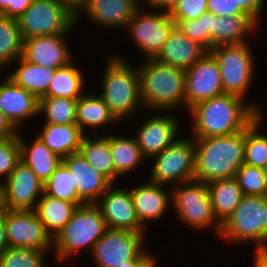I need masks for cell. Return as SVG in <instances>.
<instances>
[{"label":"cell","mask_w":267,"mask_h":267,"mask_svg":"<svg viewBox=\"0 0 267 267\" xmlns=\"http://www.w3.org/2000/svg\"><path fill=\"white\" fill-rule=\"evenodd\" d=\"M233 94L201 101L188 111L193 119V137L231 135L245 130L255 120V107Z\"/></svg>","instance_id":"1"},{"label":"cell","mask_w":267,"mask_h":267,"mask_svg":"<svg viewBox=\"0 0 267 267\" xmlns=\"http://www.w3.org/2000/svg\"><path fill=\"white\" fill-rule=\"evenodd\" d=\"M194 180L206 184L235 177L244 163L245 130L231 135L194 138Z\"/></svg>","instance_id":"2"},{"label":"cell","mask_w":267,"mask_h":267,"mask_svg":"<svg viewBox=\"0 0 267 267\" xmlns=\"http://www.w3.org/2000/svg\"><path fill=\"white\" fill-rule=\"evenodd\" d=\"M143 65V66H142ZM137 67L142 106L169 111L185 106V71L147 59Z\"/></svg>","instance_id":"3"},{"label":"cell","mask_w":267,"mask_h":267,"mask_svg":"<svg viewBox=\"0 0 267 267\" xmlns=\"http://www.w3.org/2000/svg\"><path fill=\"white\" fill-rule=\"evenodd\" d=\"M104 69L103 93L100 96L120 122L134 114L142 104L138 68L113 55Z\"/></svg>","instance_id":"4"},{"label":"cell","mask_w":267,"mask_h":267,"mask_svg":"<svg viewBox=\"0 0 267 267\" xmlns=\"http://www.w3.org/2000/svg\"><path fill=\"white\" fill-rule=\"evenodd\" d=\"M106 229L102 211L96 203L78 206L69 222L53 239L55 257L62 262L84 248L92 251Z\"/></svg>","instance_id":"5"},{"label":"cell","mask_w":267,"mask_h":267,"mask_svg":"<svg viewBox=\"0 0 267 267\" xmlns=\"http://www.w3.org/2000/svg\"><path fill=\"white\" fill-rule=\"evenodd\" d=\"M219 235L230 242H255L262 248L267 241V196H244L228 219L221 224Z\"/></svg>","instance_id":"6"},{"label":"cell","mask_w":267,"mask_h":267,"mask_svg":"<svg viewBox=\"0 0 267 267\" xmlns=\"http://www.w3.org/2000/svg\"><path fill=\"white\" fill-rule=\"evenodd\" d=\"M17 21L23 40L68 34L77 22L76 15L66 5L50 0H33Z\"/></svg>","instance_id":"7"},{"label":"cell","mask_w":267,"mask_h":267,"mask_svg":"<svg viewBox=\"0 0 267 267\" xmlns=\"http://www.w3.org/2000/svg\"><path fill=\"white\" fill-rule=\"evenodd\" d=\"M176 186L171 191V196L179 219L198 231L212 226L219 235L221 224L216 220L212 210L208 184L193 179Z\"/></svg>","instance_id":"8"},{"label":"cell","mask_w":267,"mask_h":267,"mask_svg":"<svg viewBox=\"0 0 267 267\" xmlns=\"http://www.w3.org/2000/svg\"><path fill=\"white\" fill-rule=\"evenodd\" d=\"M210 53L218 63L224 92L245 99L255 72L248 43L217 46Z\"/></svg>","instance_id":"9"},{"label":"cell","mask_w":267,"mask_h":267,"mask_svg":"<svg viewBox=\"0 0 267 267\" xmlns=\"http://www.w3.org/2000/svg\"><path fill=\"white\" fill-rule=\"evenodd\" d=\"M154 161L149 180L158 184H180L194 179V138H177L161 153L152 156Z\"/></svg>","instance_id":"10"},{"label":"cell","mask_w":267,"mask_h":267,"mask_svg":"<svg viewBox=\"0 0 267 267\" xmlns=\"http://www.w3.org/2000/svg\"><path fill=\"white\" fill-rule=\"evenodd\" d=\"M144 237L145 233L107 228L90 251L96 266L128 267L130 260H140L146 254Z\"/></svg>","instance_id":"11"},{"label":"cell","mask_w":267,"mask_h":267,"mask_svg":"<svg viewBox=\"0 0 267 267\" xmlns=\"http://www.w3.org/2000/svg\"><path fill=\"white\" fill-rule=\"evenodd\" d=\"M139 6L128 22L129 31L134 43L141 49L147 59H154L176 27L168 11H157L147 14Z\"/></svg>","instance_id":"12"},{"label":"cell","mask_w":267,"mask_h":267,"mask_svg":"<svg viewBox=\"0 0 267 267\" xmlns=\"http://www.w3.org/2000/svg\"><path fill=\"white\" fill-rule=\"evenodd\" d=\"M4 224L9 247L51 250L53 238L47 232L35 210L4 208Z\"/></svg>","instance_id":"13"},{"label":"cell","mask_w":267,"mask_h":267,"mask_svg":"<svg viewBox=\"0 0 267 267\" xmlns=\"http://www.w3.org/2000/svg\"><path fill=\"white\" fill-rule=\"evenodd\" d=\"M44 193V183L23 161L2 183V208L8 210H35Z\"/></svg>","instance_id":"14"},{"label":"cell","mask_w":267,"mask_h":267,"mask_svg":"<svg viewBox=\"0 0 267 267\" xmlns=\"http://www.w3.org/2000/svg\"><path fill=\"white\" fill-rule=\"evenodd\" d=\"M225 94L221 74L215 57L206 52L185 71V107L189 110L197 103Z\"/></svg>","instance_id":"15"},{"label":"cell","mask_w":267,"mask_h":267,"mask_svg":"<svg viewBox=\"0 0 267 267\" xmlns=\"http://www.w3.org/2000/svg\"><path fill=\"white\" fill-rule=\"evenodd\" d=\"M96 204L102 211L107 228L145 232L136 214L130 190L114 188L112 184Z\"/></svg>","instance_id":"16"},{"label":"cell","mask_w":267,"mask_h":267,"mask_svg":"<svg viewBox=\"0 0 267 267\" xmlns=\"http://www.w3.org/2000/svg\"><path fill=\"white\" fill-rule=\"evenodd\" d=\"M65 35L34 36L23 40L22 57L32 64L52 69L67 66L73 58Z\"/></svg>","instance_id":"17"},{"label":"cell","mask_w":267,"mask_h":267,"mask_svg":"<svg viewBox=\"0 0 267 267\" xmlns=\"http://www.w3.org/2000/svg\"><path fill=\"white\" fill-rule=\"evenodd\" d=\"M178 121L175 115L159 114L140 126L135 139L146 159L161 153L177 139Z\"/></svg>","instance_id":"18"},{"label":"cell","mask_w":267,"mask_h":267,"mask_svg":"<svg viewBox=\"0 0 267 267\" xmlns=\"http://www.w3.org/2000/svg\"><path fill=\"white\" fill-rule=\"evenodd\" d=\"M71 172L79 198L85 203H97L112 183L94 167L80 152L62 159Z\"/></svg>","instance_id":"19"},{"label":"cell","mask_w":267,"mask_h":267,"mask_svg":"<svg viewBox=\"0 0 267 267\" xmlns=\"http://www.w3.org/2000/svg\"><path fill=\"white\" fill-rule=\"evenodd\" d=\"M0 111L17 129L22 121L39 115V99L7 76L0 83Z\"/></svg>","instance_id":"20"},{"label":"cell","mask_w":267,"mask_h":267,"mask_svg":"<svg viewBox=\"0 0 267 267\" xmlns=\"http://www.w3.org/2000/svg\"><path fill=\"white\" fill-rule=\"evenodd\" d=\"M138 0H87L79 13H84L86 18L94 24L105 28H118L127 26L136 9L140 6Z\"/></svg>","instance_id":"21"},{"label":"cell","mask_w":267,"mask_h":267,"mask_svg":"<svg viewBox=\"0 0 267 267\" xmlns=\"http://www.w3.org/2000/svg\"><path fill=\"white\" fill-rule=\"evenodd\" d=\"M165 185L148 180L142 185L130 188L133 205L140 223L145 227L151 220L163 216L172 202V192L163 189ZM149 220V221H148Z\"/></svg>","instance_id":"22"},{"label":"cell","mask_w":267,"mask_h":267,"mask_svg":"<svg viewBox=\"0 0 267 267\" xmlns=\"http://www.w3.org/2000/svg\"><path fill=\"white\" fill-rule=\"evenodd\" d=\"M206 52L203 47L175 27L154 59L162 64L186 71Z\"/></svg>","instance_id":"23"},{"label":"cell","mask_w":267,"mask_h":267,"mask_svg":"<svg viewBox=\"0 0 267 267\" xmlns=\"http://www.w3.org/2000/svg\"><path fill=\"white\" fill-rule=\"evenodd\" d=\"M37 137L62 159L79 152L84 134L76 123L51 124L44 123L43 130Z\"/></svg>","instance_id":"24"},{"label":"cell","mask_w":267,"mask_h":267,"mask_svg":"<svg viewBox=\"0 0 267 267\" xmlns=\"http://www.w3.org/2000/svg\"><path fill=\"white\" fill-rule=\"evenodd\" d=\"M257 26L258 23L250 16H215L212 20V49L246 43L245 36L256 30Z\"/></svg>","instance_id":"25"},{"label":"cell","mask_w":267,"mask_h":267,"mask_svg":"<svg viewBox=\"0 0 267 267\" xmlns=\"http://www.w3.org/2000/svg\"><path fill=\"white\" fill-rule=\"evenodd\" d=\"M212 210L216 220L223 224L245 196L235 177L208 183Z\"/></svg>","instance_id":"26"},{"label":"cell","mask_w":267,"mask_h":267,"mask_svg":"<svg viewBox=\"0 0 267 267\" xmlns=\"http://www.w3.org/2000/svg\"><path fill=\"white\" fill-rule=\"evenodd\" d=\"M20 135L21 161L29 166L36 176L45 183L61 164L62 158L52 152L38 137H35L29 146Z\"/></svg>","instance_id":"27"},{"label":"cell","mask_w":267,"mask_h":267,"mask_svg":"<svg viewBox=\"0 0 267 267\" xmlns=\"http://www.w3.org/2000/svg\"><path fill=\"white\" fill-rule=\"evenodd\" d=\"M16 61H19V66L7 76L20 87L34 94L38 99L43 97L47 93L49 83L57 69L32 64L22 56Z\"/></svg>","instance_id":"28"},{"label":"cell","mask_w":267,"mask_h":267,"mask_svg":"<svg viewBox=\"0 0 267 267\" xmlns=\"http://www.w3.org/2000/svg\"><path fill=\"white\" fill-rule=\"evenodd\" d=\"M117 122L119 121L100 95L85 93L77 99L76 124L84 135L86 126L94 130Z\"/></svg>","instance_id":"29"},{"label":"cell","mask_w":267,"mask_h":267,"mask_svg":"<svg viewBox=\"0 0 267 267\" xmlns=\"http://www.w3.org/2000/svg\"><path fill=\"white\" fill-rule=\"evenodd\" d=\"M77 207L75 203L56 199L43 193L35 212L54 239L69 222Z\"/></svg>","instance_id":"30"},{"label":"cell","mask_w":267,"mask_h":267,"mask_svg":"<svg viewBox=\"0 0 267 267\" xmlns=\"http://www.w3.org/2000/svg\"><path fill=\"white\" fill-rule=\"evenodd\" d=\"M79 152L92 167L104 175L112 184H115L114 182L117 180L110 150L109 134L94 137V140L87 134L84 135Z\"/></svg>","instance_id":"31"},{"label":"cell","mask_w":267,"mask_h":267,"mask_svg":"<svg viewBox=\"0 0 267 267\" xmlns=\"http://www.w3.org/2000/svg\"><path fill=\"white\" fill-rule=\"evenodd\" d=\"M110 150L114 162L116 179L136 169L146 158L143 156L135 137L109 134Z\"/></svg>","instance_id":"32"},{"label":"cell","mask_w":267,"mask_h":267,"mask_svg":"<svg viewBox=\"0 0 267 267\" xmlns=\"http://www.w3.org/2000/svg\"><path fill=\"white\" fill-rule=\"evenodd\" d=\"M262 112L255 107V120L245 129L244 163L263 169L267 164V133L259 131L264 121Z\"/></svg>","instance_id":"33"},{"label":"cell","mask_w":267,"mask_h":267,"mask_svg":"<svg viewBox=\"0 0 267 267\" xmlns=\"http://www.w3.org/2000/svg\"><path fill=\"white\" fill-rule=\"evenodd\" d=\"M72 62L56 70L43 97L78 99L83 95L84 77Z\"/></svg>","instance_id":"34"},{"label":"cell","mask_w":267,"mask_h":267,"mask_svg":"<svg viewBox=\"0 0 267 267\" xmlns=\"http://www.w3.org/2000/svg\"><path fill=\"white\" fill-rule=\"evenodd\" d=\"M23 54V39L17 19L0 14V68L15 63Z\"/></svg>","instance_id":"35"},{"label":"cell","mask_w":267,"mask_h":267,"mask_svg":"<svg viewBox=\"0 0 267 267\" xmlns=\"http://www.w3.org/2000/svg\"><path fill=\"white\" fill-rule=\"evenodd\" d=\"M44 194L77 206L85 204L78 196L71 172L66 165L61 164L55 169L50 178L44 183Z\"/></svg>","instance_id":"36"},{"label":"cell","mask_w":267,"mask_h":267,"mask_svg":"<svg viewBox=\"0 0 267 267\" xmlns=\"http://www.w3.org/2000/svg\"><path fill=\"white\" fill-rule=\"evenodd\" d=\"M77 99L60 97H41L39 113H44L45 123L72 124L76 123Z\"/></svg>","instance_id":"37"},{"label":"cell","mask_w":267,"mask_h":267,"mask_svg":"<svg viewBox=\"0 0 267 267\" xmlns=\"http://www.w3.org/2000/svg\"><path fill=\"white\" fill-rule=\"evenodd\" d=\"M215 15L206 11L195 20H174L176 28L189 39L195 41L207 52L212 50V20Z\"/></svg>","instance_id":"38"},{"label":"cell","mask_w":267,"mask_h":267,"mask_svg":"<svg viewBox=\"0 0 267 267\" xmlns=\"http://www.w3.org/2000/svg\"><path fill=\"white\" fill-rule=\"evenodd\" d=\"M48 251L8 247L0 257V267H45Z\"/></svg>","instance_id":"39"},{"label":"cell","mask_w":267,"mask_h":267,"mask_svg":"<svg viewBox=\"0 0 267 267\" xmlns=\"http://www.w3.org/2000/svg\"><path fill=\"white\" fill-rule=\"evenodd\" d=\"M235 178L246 196H267V178L262 168L243 163Z\"/></svg>","instance_id":"40"},{"label":"cell","mask_w":267,"mask_h":267,"mask_svg":"<svg viewBox=\"0 0 267 267\" xmlns=\"http://www.w3.org/2000/svg\"><path fill=\"white\" fill-rule=\"evenodd\" d=\"M20 161L21 147L18 132L11 138L0 140V176L4 175L6 180Z\"/></svg>","instance_id":"41"},{"label":"cell","mask_w":267,"mask_h":267,"mask_svg":"<svg viewBox=\"0 0 267 267\" xmlns=\"http://www.w3.org/2000/svg\"><path fill=\"white\" fill-rule=\"evenodd\" d=\"M208 0H177L169 11L173 20H195L207 11Z\"/></svg>","instance_id":"42"},{"label":"cell","mask_w":267,"mask_h":267,"mask_svg":"<svg viewBox=\"0 0 267 267\" xmlns=\"http://www.w3.org/2000/svg\"><path fill=\"white\" fill-rule=\"evenodd\" d=\"M207 11L220 17L249 16L235 4L234 0H208Z\"/></svg>","instance_id":"43"},{"label":"cell","mask_w":267,"mask_h":267,"mask_svg":"<svg viewBox=\"0 0 267 267\" xmlns=\"http://www.w3.org/2000/svg\"><path fill=\"white\" fill-rule=\"evenodd\" d=\"M265 0H234L247 15L252 17L258 24Z\"/></svg>","instance_id":"44"},{"label":"cell","mask_w":267,"mask_h":267,"mask_svg":"<svg viewBox=\"0 0 267 267\" xmlns=\"http://www.w3.org/2000/svg\"><path fill=\"white\" fill-rule=\"evenodd\" d=\"M33 0H11V5H9L1 15L13 17L18 19L25 10L31 5Z\"/></svg>","instance_id":"45"},{"label":"cell","mask_w":267,"mask_h":267,"mask_svg":"<svg viewBox=\"0 0 267 267\" xmlns=\"http://www.w3.org/2000/svg\"><path fill=\"white\" fill-rule=\"evenodd\" d=\"M16 129L7 117L0 111V140L11 138L18 134Z\"/></svg>","instance_id":"46"},{"label":"cell","mask_w":267,"mask_h":267,"mask_svg":"<svg viewBox=\"0 0 267 267\" xmlns=\"http://www.w3.org/2000/svg\"><path fill=\"white\" fill-rule=\"evenodd\" d=\"M146 253L140 260H130L128 267H156V258Z\"/></svg>","instance_id":"47"},{"label":"cell","mask_w":267,"mask_h":267,"mask_svg":"<svg viewBox=\"0 0 267 267\" xmlns=\"http://www.w3.org/2000/svg\"><path fill=\"white\" fill-rule=\"evenodd\" d=\"M9 247L4 224V208L0 210V257Z\"/></svg>","instance_id":"48"},{"label":"cell","mask_w":267,"mask_h":267,"mask_svg":"<svg viewBox=\"0 0 267 267\" xmlns=\"http://www.w3.org/2000/svg\"><path fill=\"white\" fill-rule=\"evenodd\" d=\"M177 0H146V5L152 6L151 8H160L161 11H170Z\"/></svg>","instance_id":"49"},{"label":"cell","mask_w":267,"mask_h":267,"mask_svg":"<svg viewBox=\"0 0 267 267\" xmlns=\"http://www.w3.org/2000/svg\"><path fill=\"white\" fill-rule=\"evenodd\" d=\"M254 267H267V253L262 248H255Z\"/></svg>","instance_id":"50"},{"label":"cell","mask_w":267,"mask_h":267,"mask_svg":"<svg viewBox=\"0 0 267 267\" xmlns=\"http://www.w3.org/2000/svg\"><path fill=\"white\" fill-rule=\"evenodd\" d=\"M62 3L76 15L87 3V0H62Z\"/></svg>","instance_id":"51"},{"label":"cell","mask_w":267,"mask_h":267,"mask_svg":"<svg viewBox=\"0 0 267 267\" xmlns=\"http://www.w3.org/2000/svg\"><path fill=\"white\" fill-rule=\"evenodd\" d=\"M11 5V0H0V14Z\"/></svg>","instance_id":"52"},{"label":"cell","mask_w":267,"mask_h":267,"mask_svg":"<svg viewBox=\"0 0 267 267\" xmlns=\"http://www.w3.org/2000/svg\"><path fill=\"white\" fill-rule=\"evenodd\" d=\"M2 209V183H0V210Z\"/></svg>","instance_id":"53"},{"label":"cell","mask_w":267,"mask_h":267,"mask_svg":"<svg viewBox=\"0 0 267 267\" xmlns=\"http://www.w3.org/2000/svg\"><path fill=\"white\" fill-rule=\"evenodd\" d=\"M263 170H264V174H265V176H266V178H267V164H266V166L263 168Z\"/></svg>","instance_id":"54"},{"label":"cell","mask_w":267,"mask_h":267,"mask_svg":"<svg viewBox=\"0 0 267 267\" xmlns=\"http://www.w3.org/2000/svg\"><path fill=\"white\" fill-rule=\"evenodd\" d=\"M262 249L267 253V241H266L265 245L262 247Z\"/></svg>","instance_id":"55"},{"label":"cell","mask_w":267,"mask_h":267,"mask_svg":"<svg viewBox=\"0 0 267 267\" xmlns=\"http://www.w3.org/2000/svg\"><path fill=\"white\" fill-rule=\"evenodd\" d=\"M50 1H55V2H60V3H62V0H50Z\"/></svg>","instance_id":"56"}]
</instances>
